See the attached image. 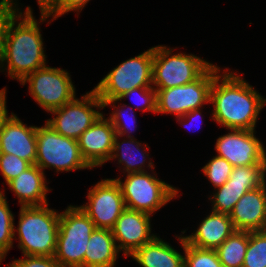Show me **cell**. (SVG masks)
<instances>
[{
	"mask_svg": "<svg viewBox=\"0 0 266 267\" xmlns=\"http://www.w3.org/2000/svg\"><path fill=\"white\" fill-rule=\"evenodd\" d=\"M43 206H21L15 240L23 256H54L57 248L60 213Z\"/></svg>",
	"mask_w": 266,
	"mask_h": 267,
	"instance_id": "3",
	"label": "cell"
},
{
	"mask_svg": "<svg viewBox=\"0 0 266 267\" xmlns=\"http://www.w3.org/2000/svg\"><path fill=\"white\" fill-rule=\"evenodd\" d=\"M57 0H37L40 13H45Z\"/></svg>",
	"mask_w": 266,
	"mask_h": 267,
	"instance_id": "38",
	"label": "cell"
},
{
	"mask_svg": "<svg viewBox=\"0 0 266 267\" xmlns=\"http://www.w3.org/2000/svg\"><path fill=\"white\" fill-rule=\"evenodd\" d=\"M97 109H104V106L92 89L80 99L75 97L62 107L49 112L54 115V118L46 120L45 123L58 134L78 140L80 135L103 114Z\"/></svg>",
	"mask_w": 266,
	"mask_h": 267,
	"instance_id": "11",
	"label": "cell"
},
{
	"mask_svg": "<svg viewBox=\"0 0 266 267\" xmlns=\"http://www.w3.org/2000/svg\"><path fill=\"white\" fill-rule=\"evenodd\" d=\"M18 6L16 0H0V65L4 54L7 27L10 19L20 10Z\"/></svg>",
	"mask_w": 266,
	"mask_h": 267,
	"instance_id": "33",
	"label": "cell"
},
{
	"mask_svg": "<svg viewBox=\"0 0 266 267\" xmlns=\"http://www.w3.org/2000/svg\"><path fill=\"white\" fill-rule=\"evenodd\" d=\"M5 191L0 190V265L6 255L13 248L14 243V215L7 203Z\"/></svg>",
	"mask_w": 266,
	"mask_h": 267,
	"instance_id": "27",
	"label": "cell"
},
{
	"mask_svg": "<svg viewBox=\"0 0 266 267\" xmlns=\"http://www.w3.org/2000/svg\"><path fill=\"white\" fill-rule=\"evenodd\" d=\"M151 216L153 215L126 208L117 219L111 230L118 250L125 257L157 236L151 234Z\"/></svg>",
	"mask_w": 266,
	"mask_h": 267,
	"instance_id": "14",
	"label": "cell"
},
{
	"mask_svg": "<svg viewBox=\"0 0 266 267\" xmlns=\"http://www.w3.org/2000/svg\"><path fill=\"white\" fill-rule=\"evenodd\" d=\"M37 126L24 124L18 116L11 113L0 129V154H12L35 164L37 154Z\"/></svg>",
	"mask_w": 266,
	"mask_h": 267,
	"instance_id": "15",
	"label": "cell"
},
{
	"mask_svg": "<svg viewBox=\"0 0 266 267\" xmlns=\"http://www.w3.org/2000/svg\"><path fill=\"white\" fill-rule=\"evenodd\" d=\"M67 70L44 66L27 75L20 83H29V94L46 112H51L72 101L76 88Z\"/></svg>",
	"mask_w": 266,
	"mask_h": 267,
	"instance_id": "10",
	"label": "cell"
},
{
	"mask_svg": "<svg viewBox=\"0 0 266 267\" xmlns=\"http://www.w3.org/2000/svg\"><path fill=\"white\" fill-rule=\"evenodd\" d=\"M119 253L112 230L96 228L87 244L84 267H115Z\"/></svg>",
	"mask_w": 266,
	"mask_h": 267,
	"instance_id": "22",
	"label": "cell"
},
{
	"mask_svg": "<svg viewBox=\"0 0 266 267\" xmlns=\"http://www.w3.org/2000/svg\"><path fill=\"white\" fill-rule=\"evenodd\" d=\"M122 181L115 178L119 184L125 206L131 210L142 211L152 215L178 196L179 190L157 178L153 172L129 173Z\"/></svg>",
	"mask_w": 266,
	"mask_h": 267,
	"instance_id": "5",
	"label": "cell"
},
{
	"mask_svg": "<svg viewBox=\"0 0 266 267\" xmlns=\"http://www.w3.org/2000/svg\"><path fill=\"white\" fill-rule=\"evenodd\" d=\"M88 202L80 205L96 228L112 229L126 209L119 184L113 178L99 181L88 190Z\"/></svg>",
	"mask_w": 266,
	"mask_h": 267,
	"instance_id": "12",
	"label": "cell"
},
{
	"mask_svg": "<svg viewBox=\"0 0 266 267\" xmlns=\"http://www.w3.org/2000/svg\"><path fill=\"white\" fill-rule=\"evenodd\" d=\"M36 139L35 165L43 172L48 168L56 172L92 169L82 157L78 141L58 134L48 124L37 126Z\"/></svg>",
	"mask_w": 266,
	"mask_h": 267,
	"instance_id": "7",
	"label": "cell"
},
{
	"mask_svg": "<svg viewBox=\"0 0 266 267\" xmlns=\"http://www.w3.org/2000/svg\"><path fill=\"white\" fill-rule=\"evenodd\" d=\"M6 267H60L54 256H24L15 259Z\"/></svg>",
	"mask_w": 266,
	"mask_h": 267,
	"instance_id": "35",
	"label": "cell"
},
{
	"mask_svg": "<svg viewBox=\"0 0 266 267\" xmlns=\"http://www.w3.org/2000/svg\"><path fill=\"white\" fill-rule=\"evenodd\" d=\"M137 96L135 99L138 101L135 103L136 109L142 110V112H153L156 114V90L154 87H139L135 89H131L128 92H125L120 98L116 99V101H122L127 99L128 97L132 98Z\"/></svg>",
	"mask_w": 266,
	"mask_h": 267,
	"instance_id": "30",
	"label": "cell"
},
{
	"mask_svg": "<svg viewBox=\"0 0 266 267\" xmlns=\"http://www.w3.org/2000/svg\"><path fill=\"white\" fill-rule=\"evenodd\" d=\"M229 216L235 230L262 231L266 223V182L246 192Z\"/></svg>",
	"mask_w": 266,
	"mask_h": 267,
	"instance_id": "17",
	"label": "cell"
},
{
	"mask_svg": "<svg viewBox=\"0 0 266 267\" xmlns=\"http://www.w3.org/2000/svg\"><path fill=\"white\" fill-rule=\"evenodd\" d=\"M6 87L0 90V129L3 121L9 116L6 106Z\"/></svg>",
	"mask_w": 266,
	"mask_h": 267,
	"instance_id": "37",
	"label": "cell"
},
{
	"mask_svg": "<svg viewBox=\"0 0 266 267\" xmlns=\"http://www.w3.org/2000/svg\"><path fill=\"white\" fill-rule=\"evenodd\" d=\"M233 168L226 159L216 155L202 167V172L215 189L228 181Z\"/></svg>",
	"mask_w": 266,
	"mask_h": 267,
	"instance_id": "29",
	"label": "cell"
},
{
	"mask_svg": "<svg viewBox=\"0 0 266 267\" xmlns=\"http://www.w3.org/2000/svg\"><path fill=\"white\" fill-rule=\"evenodd\" d=\"M235 228L228 214L215 212L207 215L199 224L196 231L184 236L185 241L197 248L216 249L233 232Z\"/></svg>",
	"mask_w": 266,
	"mask_h": 267,
	"instance_id": "18",
	"label": "cell"
},
{
	"mask_svg": "<svg viewBox=\"0 0 266 267\" xmlns=\"http://www.w3.org/2000/svg\"><path fill=\"white\" fill-rule=\"evenodd\" d=\"M185 232L175 235L184 252V267H223L215 249H201L188 244L183 235Z\"/></svg>",
	"mask_w": 266,
	"mask_h": 267,
	"instance_id": "25",
	"label": "cell"
},
{
	"mask_svg": "<svg viewBox=\"0 0 266 267\" xmlns=\"http://www.w3.org/2000/svg\"><path fill=\"white\" fill-rule=\"evenodd\" d=\"M45 173L35 164L11 180L7 186L17 196L20 206H43L48 204Z\"/></svg>",
	"mask_w": 266,
	"mask_h": 267,
	"instance_id": "19",
	"label": "cell"
},
{
	"mask_svg": "<svg viewBox=\"0 0 266 267\" xmlns=\"http://www.w3.org/2000/svg\"><path fill=\"white\" fill-rule=\"evenodd\" d=\"M120 136L115 134L113 151L109 161L117 160L119 165L123 166L121 172L125 175L129 173L147 172L145 168H155L154 163L150 160L148 144H142L136 141V138H125L120 141ZM127 139V140H126ZM144 145V146H143ZM141 147V148H140ZM143 147V148H142ZM142 150V151H141ZM148 153V154H147ZM147 158L149 161H147ZM148 163V164H145Z\"/></svg>",
	"mask_w": 266,
	"mask_h": 267,
	"instance_id": "20",
	"label": "cell"
},
{
	"mask_svg": "<svg viewBox=\"0 0 266 267\" xmlns=\"http://www.w3.org/2000/svg\"><path fill=\"white\" fill-rule=\"evenodd\" d=\"M30 166L31 164L28 161L20 159L12 154H0V172L6 184L15 179Z\"/></svg>",
	"mask_w": 266,
	"mask_h": 267,
	"instance_id": "31",
	"label": "cell"
},
{
	"mask_svg": "<svg viewBox=\"0 0 266 267\" xmlns=\"http://www.w3.org/2000/svg\"><path fill=\"white\" fill-rule=\"evenodd\" d=\"M249 241V231L235 230L215 249L223 267H242Z\"/></svg>",
	"mask_w": 266,
	"mask_h": 267,
	"instance_id": "24",
	"label": "cell"
},
{
	"mask_svg": "<svg viewBox=\"0 0 266 267\" xmlns=\"http://www.w3.org/2000/svg\"><path fill=\"white\" fill-rule=\"evenodd\" d=\"M181 253L156 236L151 242L137 248L129 257L140 267H184V255Z\"/></svg>",
	"mask_w": 266,
	"mask_h": 267,
	"instance_id": "21",
	"label": "cell"
},
{
	"mask_svg": "<svg viewBox=\"0 0 266 267\" xmlns=\"http://www.w3.org/2000/svg\"><path fill=\"white\" fill-rule=\"evenodd\" d=\"M40 16L38 22L32 8L27 6L24 12L20 9L9 21L0 68L17 82L47 65L39 26L50 16L47 13H41Z\"/></svg>",
	"mask_w": 266,
	"mask_h": 267,
	"instance_id": "2",
	"label": "cell"
},
{
	"mask_svg": "<svg viewBox=\"0 0 266 267\" xmlns=\"http://www.w3.org/2000/svg\"><path fill=\"white\" fill-rule=\"evenodd\" d=\"M90 0H57L45 13L52 17L54 21L64 14L75 11L81 12Z\"/></svg>",
	"mask_w": 266,
	"mask_h": 267,
	"instance_id": "34",
	"label": "cell"
},
{
	"mask_svg": "<svg viewBox=\"0 0 266 267\" xmlns=\"http://www.w3.org/2000/svg\"><path fill=\"white\" fill-rule=\"evenodd\" d=\"M262 231L266 234V223H265V225H264Z\"/></svg>",
	"mask_w": 266,
	"mask_h": 267,
	"instance_id": "39",
	"label": "cell"
},
{
	"mask_svg": "<svg viewBox=\"0 0 266 267\" xmlns=\"http://www.w3.org/2000/svg\"><path fill=\"white\" fill-rule=\"evenodd\" d=\"M163 45L153 47L152 84L155 89H168L196 80L212 63L185 52L174 54Z\"/></svg>",
	"mask_w": 266,
	"mask_h": 267,
	"instance_id": "6",
	"label": "cell"
},
{
	"mask_svg": "<svg viewBox=\"0 0 266 267\" xmlns=\"http://www.w3.org/2000/svg\"><path fill=\"white\" fill-rule=\"evenodd\" d=\"M264 183H239L230 179L218 188H215L213 195L208 197L212 202V211L230 214L238 200L248 191L254 190Z\"/></svg>",
	"mask_w": 266,
	"mask_h": 267,
	"instance_id": "23",
	"label": "cell"
},
{
	"mask_svg": "<svg viewBox=\"0 0 266 267\" xmlns=\"http://www.w3.org/2000/svg\"><path fill=\"white\" fill-rule=\"evenodd\" d=\"M152 72L153 47L117 65L93 90L101 100L118 99L131 89L153 87Z\"/></svg>",
	"mask_w": 266,
	"mask_h": 267,
	"instance_id": "8",
	"label": "cell"
},
{
	"mask_svg": "<svg viewBox=\"0 0 266 267\" xmlns=\"http://www.w3.org/2000/svg\"><path fill=\"white\" fill-rule=\"evenodd\" d=\"M220 67L211 64L196 80L185 85L156 90V114L181 117L210 101V89Z\"/></svg>",
	"mask_w": 266,
	"mask_h": 267,
	"instance_id": "9",
	"label": "cell"
},
{
	"mask_svg": "<svg viewBox=\"0 0 266 267\" xmlns=\"http://www.w3.org/2000/svg\"><path fill=\"white\" fill-rule=\"evenodd\" d=\"M202 108H198V109H194L191 110L190 112L186 113L185 115L181 116V117H176L177 122H179L182 126H185L186 128H191L189 127L192 123H195V121L199 120V119H203L202 116ZM186 120V121H185ZM188 121V122H187ZM202 121V120H199ZM198 121V122H199ZM189 125V126H188ZM194 125V124H193ZM192 126V125H191Z\"/></svg>",
	"mask_w": 266,
	"mask_h": 267,
	"instance_id": "36",
	"label": "cell"
},
{
	"mask_svg": "<svg viewBox=\"0 0 266 267\" xmlns=\"http://www.w3.org/2000/svg\"><path fill=\"white\" fill-rule=\"evenodd\" d=\"M242 267H266V234L263 231H249Z\"/></svg>",
	"mask_w": 266,
	"mask_h": 267,
	"instance_id": "28",
	"label": "cell"
},
{
	"mask_svg": "<svg viewBox=\"0 0 266 267\" xmlns=\"http://www.w3.org/2000/svg\"><path fill=\"white\" fill-rule=\"evenodd\" d=\"M216 140L217 156L235 166H266V148L255 130L228 129Z\"/></svg>",
	"mask_w": 266,
	"mask_h": 267,
	"instance_id": "13",
	"label": "cell"
},
{
	"mask_svg": "<svg viewBox=\"0 0 266 267\" xmlns=\"http://www.w3.org/2000/svg\"><path fill=\"white\" fill-rule=\"evenodd\" d=\"M95 229V224L80 206L69 205L60 213L54 255L60 267H84L87 244Z\"/></svg>",
	"mask_w": 266,
	"mask_h": 267,
	"instance_id": "4",
	"label": "cell"
},
{
	"mask_svg": "<svg viewBox=\"0 0 266 267\" xmlns=\"http://www.w3.org/2000/svg\"><path fill=\"white\" fill-rule=\"evenodd\" d=\"M229 179L239 183H265L266 166H235Z\"/></svg>",
	"mask_w": 266,
	"mask_h": 267,
	"instance_id": "32",
	"label": "cell"
},
{
	"mask_svg": "<svg viewBox=\"0 0 266 267\" xmlns=\"http://www.w3.org/2000/svg\"><path fill=\"white\" fill-rule=\"evenodd\" d=\"M221 73L214 77L210 89L211 119L227 130H255L266 98L237 72L225 68Z\"/></svg>",
	"mask_w": 266,
	"mask_h": 267,
	"instance_id": "1",
	"label": "cell"
},
{
	"mask_svg": "<svg viewBox=\"0 0 266 267\" xmlns=\"http://www.w3.org/2000/svg\"><path fill=\"white\" fill-rule=\"evenodd\" d=\"M115 134L111 121L102 114L80 135L77 141L81 155L92 168L109 161Z\"/></svg>",
	"mask_w": 266,
	"mask_h": 267,
	"instance_id": "16",
	"label": "cell"
},
{
	"mask_svg": "<svg viewBox=\"0 0 266 267\" xmlns=\"http://www.w3.org/2000/svg\"><path fill=\"white\" fill-rule=\"evenodd\" d=\"M103 102V106L104 109L107 106H111L112 105V110L110 113V116L107 117L110 121L111 124L113 126V128L115 129V133L118 134L121 137L126 136V138H133V136L129 133L131 132H135L134 125L136 123V117H135V111L133 109V106H127V104H122L120 103L119 105L116 106V99L114 100H101ZM127 108V112L124 110L125 107ZM131 109V110H130ZM133 111V112H132ZM126 112V114H125ZM130 112V113H129ZM129 113V115H128ZM126 115H128L129 117H127ZM127 117V118H126ZM132 118V119H130ZM129 123V124H128ZM133 125V126H132ZM136 126V124H135ZM137 128V126L135 127Z\"/></svg>",
	"mask_w": 266,
	"mask_h": 267,
	"instance_id": "26",
	"label": "cell"
}]
</instances>
